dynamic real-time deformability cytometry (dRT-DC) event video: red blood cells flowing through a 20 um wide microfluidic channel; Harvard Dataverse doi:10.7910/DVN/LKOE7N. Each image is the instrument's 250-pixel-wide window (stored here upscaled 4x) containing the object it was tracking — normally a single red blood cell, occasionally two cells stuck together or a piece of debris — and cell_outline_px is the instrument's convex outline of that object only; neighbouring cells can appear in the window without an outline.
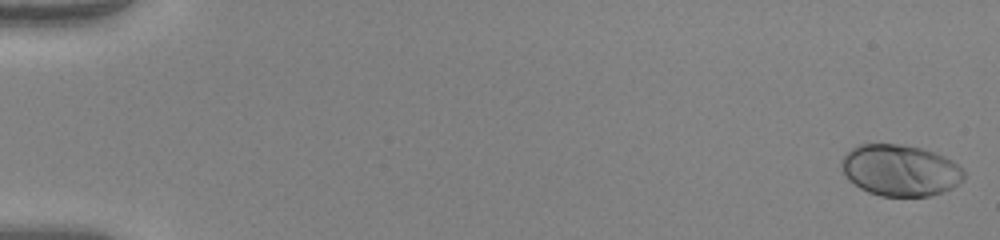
{"species": "human", "species_latin": "Homo sapiens", "temperature_condition": "warm", "stored_images_in_passage": 51, "camera_frame_rate_fps": 3000, "um_per_image_px": 0.085, "donor": {"sex": "female"}, "frame": {"image": 1, "passage_image": 1, "time_ms": 0.0, "image_size_px": [1000, 240], "cell_outline_px": [[964, 180], [952, 188], [928, 196], [880, 196], [868, 192], [860, 188], [848, 180], [840, 164], [840, 160], [856, 144], [904, 144], [920, 148], [944, 156], [952, 160], [964, 168]], "centroid_in_image_um": [76.51, 14.47], "position_along_channel_um": 8.5, "area_um2": 36.82}}
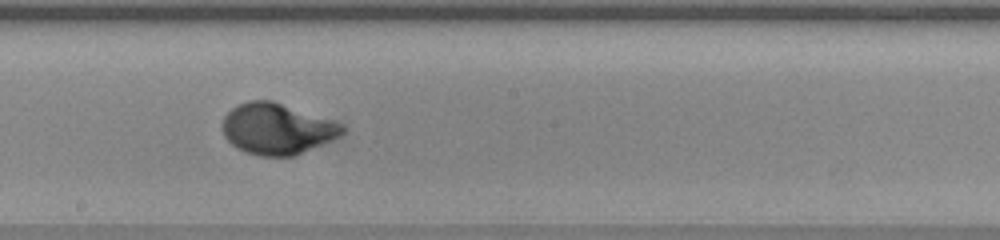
{"frame": {"image": 2, "passage_image": 30, "time_ms": 9.667, "image_size_px": [1000, 240], "cell_outline_px": [[344, 132], [340, 136], [296, 156], [260, 156], [244, 152], [236, 148], [224, 136], [224, 116], [232, 108], [248, 100], [272, 100], [344, 124]], "centroid_in_image_um": [23.56, 10.96], "position_along_channel_um": 224.6, "area_um2": 35.55}}
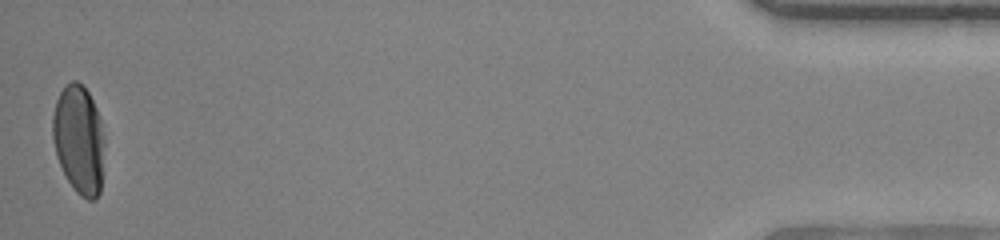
{"frame": {"image": 3, "passage_image": 51, "time_ms": 16.667, "image_size_px": [1000, 240], "cell_outline_px": [[104, 144], [100, 192], [96, 200], [88, 200], [80, 196], [76, 192], [68, 180], [56, 156], [52, 136], [52, 116], [56, 100], [60, 92], [72, 80], [76, 80], [88, 92], [100, 116], [104, 136]], "centroid_in_image_um": [6.71, 11.88], "position_along_channel_um": 428.5, "area_um2": 32.89}, "authors_computed_cell_mechanics": {"area_um2": 34.5066, "velocity_mm_per_s": 4.0903, "shape_relaxation_time_tau1_ms": 2.7235, "shape_relaxation_time_tau2_ms": null, "deformation_change_tau1": 0.1784, "deformation_change_tau2": null}}